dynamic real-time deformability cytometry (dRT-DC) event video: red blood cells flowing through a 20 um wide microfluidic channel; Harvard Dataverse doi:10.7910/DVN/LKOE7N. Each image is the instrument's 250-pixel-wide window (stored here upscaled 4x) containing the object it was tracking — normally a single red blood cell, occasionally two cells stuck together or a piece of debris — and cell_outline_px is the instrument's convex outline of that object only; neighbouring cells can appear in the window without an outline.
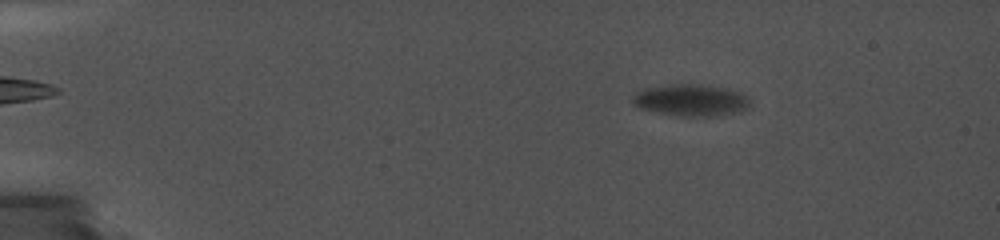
{"species": "common noctule bat (a hibernating species)", "species_latin": "Nyctalus noctula", "temperature_condition": "cold", "stored_images_in_passage": 56, "camera_frame_rate_fps": 5000, "um_per_image_px": 0.085, "animal": {"sex": "female", "body_mass_g": 19.0, "forearm_length_mm": 56.7}, "frame": {"image": 1, "passage_image": 15, "time_ms": 3.2, "image_size_px": [1000, 240], "cell_outline_px": [[748, 108], [740, 112], [716, 116], [684, 116], [660, 112], [640, 108], [632, 100], [632, 96], [636, 92], [644, 88], [672, 84], [704, 84], [728, 88], [740, 92], [748, 96]], "centroid_in_image_um": [58.77, 8.5], "position_along_channel_um": 26.2, "area_um2": 21.73}}
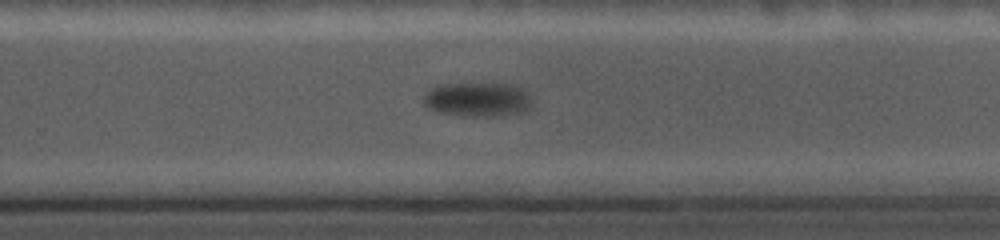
{"frame": {"image": 2, "passage_image": 48, "time_ms": 14.0, "image_size_px": [1000, 240], "cell_outline_px": [[532, 108], [516, 112], [496, 116], [472, 116], [444, 112], [428, 108], [424, 104], [424, 92], [440, 84], [512, 84], [520, 88], [532, 100]], "centroid_in_image_um": [40.58, 8.44], "position_along_channel_um": 289.2, "area_um2": 21.15}}
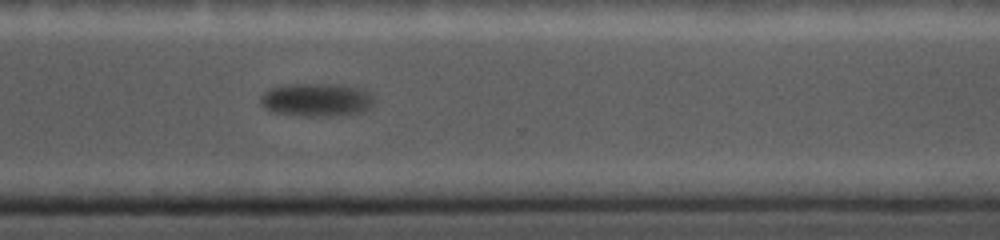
{"frame": {"image": 3, "passage_image": 52, "time_ms": 15.6, "image_size_px": [1000, 240], "cell_outline_px": [[372, 104], [368, 108], [360, 112], [332, 116], [308, 116], [268, 112], [264, 108], [260, 100], [260, 96], [264, 92], [272, 88], [284, 84], [340, 84], [360, 88], [368, 92], [372, 96]], "centroid_in_image_um": [26.85, 8.48], "position_along_channel_um": 343.8, "area_um2": 22.02}}